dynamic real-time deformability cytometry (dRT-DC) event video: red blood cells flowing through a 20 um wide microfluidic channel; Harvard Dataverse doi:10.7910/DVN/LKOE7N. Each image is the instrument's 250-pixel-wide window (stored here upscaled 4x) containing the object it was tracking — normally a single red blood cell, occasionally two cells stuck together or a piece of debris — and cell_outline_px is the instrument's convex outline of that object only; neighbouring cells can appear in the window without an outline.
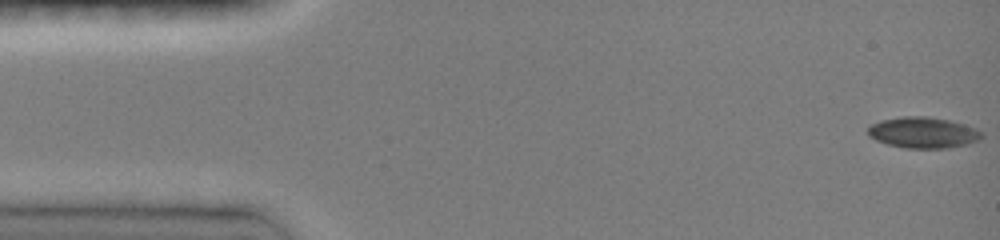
{"species": "common noctule bat (a hibernating species)", "species_latin": "Nyctalus noctula", "temperature_condition": "room temperature", "stored_images_in_passage": 15, "camera_frame_rate_fps": 3000, "um_per_image_px": 0.085, "animal": {"sex": "female", "body_mass_g": 19.0, "forearm_length_mm": 51.5}, "frame": {"image": 1, "passage_image": 1, "time_ms": 0.0, "image_size_px": [1000, 240], "cell_outline_px": [[984, 136], [980, 140], [968, 144], [948, 148], [904, 148], [888, 144], [876, 140], [868, 136], [868, 128], [872, 124], [880, 120], [900, 116], [928, 116], [948, 120], [964, 124], [976, 128], [984, 132]], "centroid_in_image_um": [78.49, 11.27], "position_along_channel_um": 6.5, "area_um2": 20.81}}
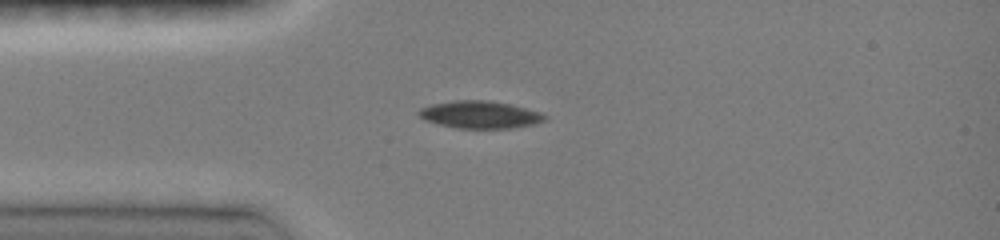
{"frame": {"image": 2, "passage_image": 9, "time_ms": 3.667, "image_size_px": [1000, 240], "cell_outline_px": [[548, 120], [532, 124], [512, 128], [456, 128], [424, 120], [416, 112], [420, 108], [432, 104], [452, 100], [488, 100], [508, 104], [540, 112], [548, 116]], "centroid_in_image_um": [40.78, 9.74], "position_along_channel_um": 44.2, "area_um2": 20.06}}